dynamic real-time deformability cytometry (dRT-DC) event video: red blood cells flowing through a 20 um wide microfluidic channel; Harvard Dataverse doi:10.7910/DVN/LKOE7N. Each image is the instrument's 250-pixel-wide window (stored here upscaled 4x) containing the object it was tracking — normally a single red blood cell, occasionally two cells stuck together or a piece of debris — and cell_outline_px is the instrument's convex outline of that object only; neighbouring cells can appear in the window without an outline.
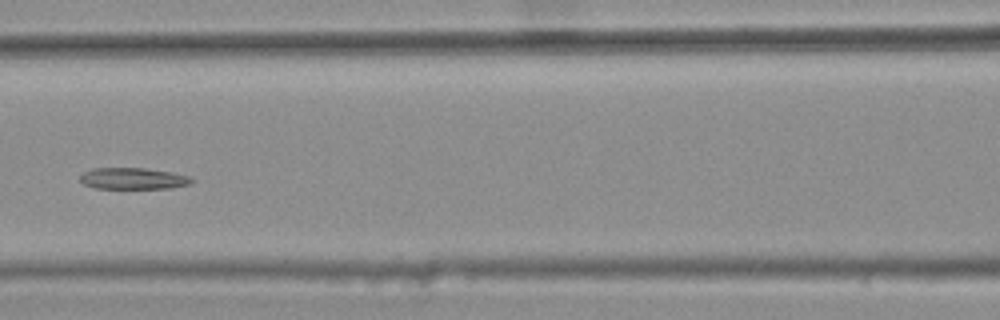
{"species": "common noctule bat (a hibernating species)", "species_latin": "Nyctalus noctula", "temperature_condition": "warm", "stored_images_in_passage": 4, "camera_frame_rate_fps": 3000, "um_per_image_px": 0.085, "animal": {"sex": "female", "body_mass_g": 25.1}, "frame": {"image": 1, "passage_image": 4, "time_ms": 1.0, "image_size_px": [1000, 320], "cell_outline_px": [[196, 180], [192, 184], [172, 188], [96, 188], [84, 184], [80, 180], [80, 176], [84, 172], [92, 168], [144, 168], [172, 172], [192, 176]], "centroid_in_image_um": [11.4, 15.17], "position_along_channel_um": 155.2, "area_um2": 14.1}}